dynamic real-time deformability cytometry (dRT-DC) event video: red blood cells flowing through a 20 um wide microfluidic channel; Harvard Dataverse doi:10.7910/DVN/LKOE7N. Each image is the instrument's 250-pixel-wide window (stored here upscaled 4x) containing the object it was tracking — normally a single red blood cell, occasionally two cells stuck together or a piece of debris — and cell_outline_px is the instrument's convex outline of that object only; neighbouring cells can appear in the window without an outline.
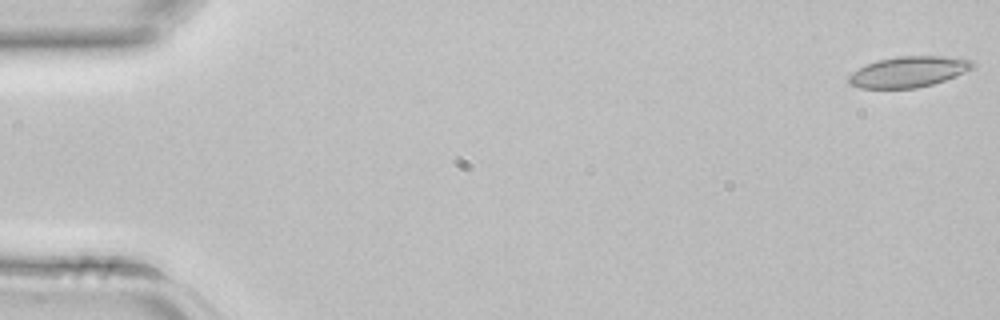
{"species": "common noctule bat (a hibernating species)", "species_latin": "Nyctalus noctula", "temperature_condition": "room temperature", "stored_images_in_passage": 44, "camera_frame_rate_fps": 3000, "um_per_image_px": 0.085, "animal": {"sex": "female", "body_mass_g": 22.7, "forearm_length_mm": 54.2}, "frame": {"image": 1, "passage_image": 1, "time_ms": 0.0, "image_size_px": [1000, 320], "cell_outline_px": [[972, 68], [944, 80], [932, 84], [916, 88], [860, 88], [848, 84], [848, 76], [852, 72], [876, 60], [900, 56], [944, 56], [972, 60]], "centroid_in_image_um": [77.17, 6.1], "position_along_channel_um": 7.8, "area_um2": 21.91}}
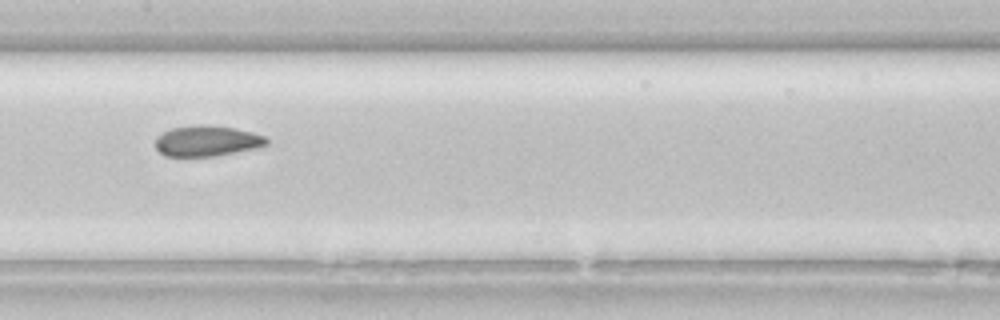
{"frame": {"image": 2, "passage_image": 22, "time_ms": 7.0, "image_size_px": [1000, 320], "cell_outline_px": [[268, 144], [256, 148], [216, 156], [164, 156], [156, 148], [156, 136], [172, 128], [204, 124], [232, 128], [252, 132], [264, 136], [268, 140]], "centroid_in_image_um": [17.58, 11.99], "position_along_channel_um": 189.8, "area_um2": 19.71}}
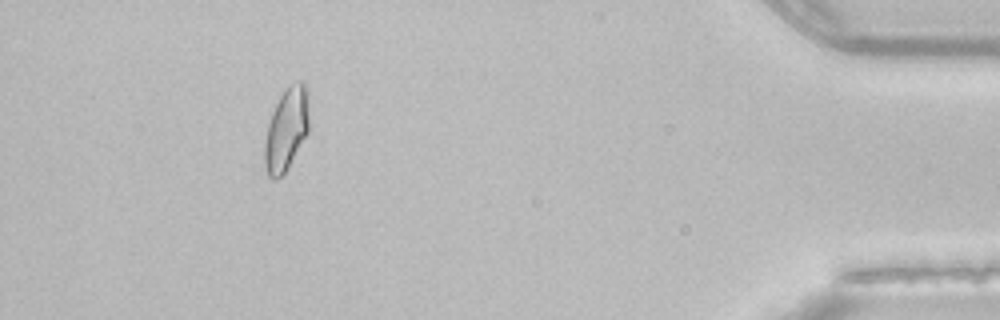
{"frame": {"image": 3, "passage_image": 40, "time_ms": 13.0, "image_size_px": [1000, 320], "cell_outline_px": [[308, 132], [288, 168], [276, 180], [272, 180], [268, 176], [264, 168], [264, 144], [268, 124], [272, 112], [280, 96], [292, 84], [300, 80], [304, 80], [308, 84]], "centroid_in_image_um": [24.34, 11.0], "position_along_channel_um": 410.9, "area_um2": 21.56}}